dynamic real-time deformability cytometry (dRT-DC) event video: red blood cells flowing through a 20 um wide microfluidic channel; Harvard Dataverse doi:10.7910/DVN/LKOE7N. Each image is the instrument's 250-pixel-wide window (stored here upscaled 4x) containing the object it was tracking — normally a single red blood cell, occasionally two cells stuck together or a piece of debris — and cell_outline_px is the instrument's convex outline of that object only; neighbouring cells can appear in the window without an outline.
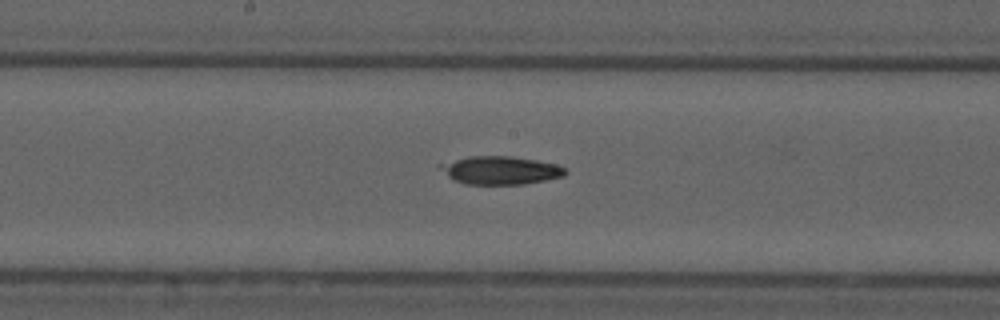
{"species": "common noctule bat (a hibernating species)", "species_latin": "Nyctalus noctula", "temperature_condition": "cold", "stored_images_in_passage": 11, "camera_frame_rate_fps": 3000, "um_per_image_px": 0.085, "animal": {"sex": "male", "forearm_length_mm": 52.5}, "frame": {"image": 1, "passage_image": 11, "time_ms": 14.0, "image_size_px": [1000, 320], "cell_outline_px": [[568, 172], [564, 176], [524, 184], [464, 184], [448, 176], [436, 164], [468, 156], [512, 156], [536, 160], [556, 164], [568, 168]], "centroid_in_image_um": [42.56, 14.46], "position_along_channel_um": 205.6, "area_um2": 20.58}}